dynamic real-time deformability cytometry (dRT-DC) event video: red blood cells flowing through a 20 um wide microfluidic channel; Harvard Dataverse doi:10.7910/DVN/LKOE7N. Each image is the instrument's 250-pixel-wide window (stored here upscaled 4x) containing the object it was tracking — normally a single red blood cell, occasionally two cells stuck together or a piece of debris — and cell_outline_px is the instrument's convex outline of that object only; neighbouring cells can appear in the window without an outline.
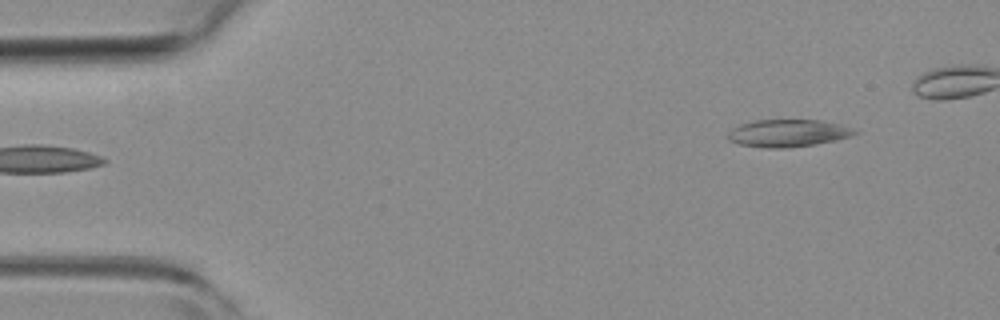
{"species": "common noctule bat (a hibernating species)", "species_latin": "Nyctalus noctula", "temperature_condition": "room temperature", "stored_images_in_passage": 5, "segment_of_instrument_passage": [2, 2], "camera_frame_rate_fps": 3000, "um_per_image_px": 0.085, "animal": {"sex": "female", "body_mass_g": 19.3, "forearm_length_mm": 54.1}, "frame": {"image": 1, "passage_image": 5, "time_ms": 1.333, "image_size_px": [1000, 320], "cell_outline_px": [[860, 132], [836, 140], [816, 144], [784, 148], [764, 148], [740, 144], [728, 140], [728, 132], [732, 128], [740, 124], [756, 120], [820, 120], [840, 124]], "centroid_in_image_um": [66.94, 11.32], "position_along_channel_um": 18.1, "area_um2": 20.11}}